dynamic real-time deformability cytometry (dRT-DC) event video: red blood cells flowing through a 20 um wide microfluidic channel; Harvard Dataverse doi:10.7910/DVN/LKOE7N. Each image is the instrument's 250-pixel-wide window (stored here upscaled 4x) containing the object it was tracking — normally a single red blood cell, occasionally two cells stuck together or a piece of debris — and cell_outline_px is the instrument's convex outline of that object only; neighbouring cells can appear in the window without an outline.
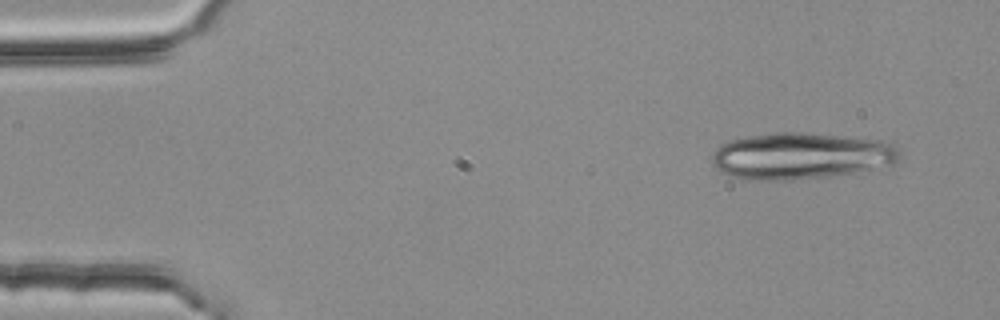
{"species": "common noctule bat (a hibernating species)", "species_latin": "Nyctalus noctula", "temperature_condition": "room temperature", "stored_images_in_passage": 3, "camera_frame_rate_fps": 3000, "um_per_image_px": 0.085, "animal": {"sex": "female", "body_mass_g": 25.1}, "frame": {"image": 1, "passage_image": 1, "time_ms": 0.0, "image_size_px": [1000, 320], "cell_outline_px": [[900, 156], [892, 164], [852, 172], [828, 176], [784, 180], [748, 180], [728, 176], [720, 172], [716, 168], [712, 160], [712, 152], [720, 144], [728, 140], [748, 136], [780, 132], [800, 132], [884, 140], [896, 144], [900, 152]], "centroid_in_image_um": [68.03, 13.24], "position_along_channel_um": 17.0, "area_um2": 50.92}}